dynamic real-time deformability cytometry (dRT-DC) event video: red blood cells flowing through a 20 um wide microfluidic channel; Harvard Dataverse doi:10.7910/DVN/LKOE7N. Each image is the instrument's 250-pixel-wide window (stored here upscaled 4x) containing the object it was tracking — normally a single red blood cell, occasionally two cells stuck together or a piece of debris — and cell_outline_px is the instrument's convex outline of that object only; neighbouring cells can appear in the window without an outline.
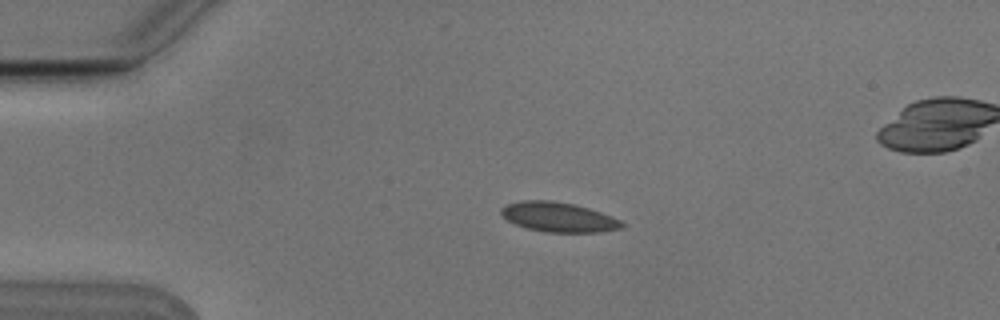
{"species": "Egyptian fruit bat (a non-hibernating species)", "species_latin": "Rousettus aegyptiacus", "temperature_condition": "cold", "stored_images_in_passage": 4, "camera_frame_rate_fps": 3000, "um_per_image_px": 0.085, "animal": {"sex": "male"}, "frame": {"image": 1, "passage_image": 2, "time_ms": 0.333, "image_size_px": [1000, 320], "cell_outline_px": [[624, 228], [596, 232], [544, 232], [524, 228], [500, 216], [500, 208], [504, 204], [520, 200], [552, 200], [576, 204], [612, 216], [620, 220], [624, 224]], "centroid_in_image_um": [47.42, 18.44], "position_along_channel_um": 37.6, "area_um2": 21.21}}